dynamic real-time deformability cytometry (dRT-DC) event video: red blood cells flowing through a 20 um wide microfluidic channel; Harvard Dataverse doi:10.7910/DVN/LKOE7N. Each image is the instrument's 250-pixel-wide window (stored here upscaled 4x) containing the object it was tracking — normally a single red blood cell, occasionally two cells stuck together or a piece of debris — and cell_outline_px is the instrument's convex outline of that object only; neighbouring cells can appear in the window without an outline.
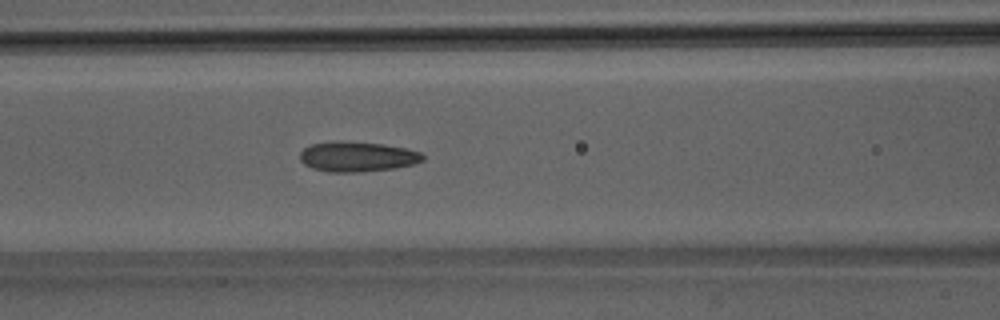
{"species": "Egyptian fruit bat (a non-hibernating species)", "species_latin": "Rousettus aegyptiacus", "temperature_condition": "room temperature", "stored_images_in_passage": 41, "camera_frame_rate_fps": 3000, "um_per_image_px": 0.085, "animal": {"sex": "male"}, "frame": {"image": 1, "passage_image": 18, "time_ms": 5.667, "image_size_px": [1000, 320], "cell_outline_px": [[424, 160], [416, 164], [396, 168], [360, 172], [328, 172], [312, 168], [304, 164], [300, 160], [300, 152], [304, 148], [312, 144], [332, 140], [340, 140], [384, 144], [404, 148], [420, 152], [424, 156]], "centroid_in_image_um": [30.36, 13.31], "position_along_channel_um": 136.2, "area_um2": 21.85}}
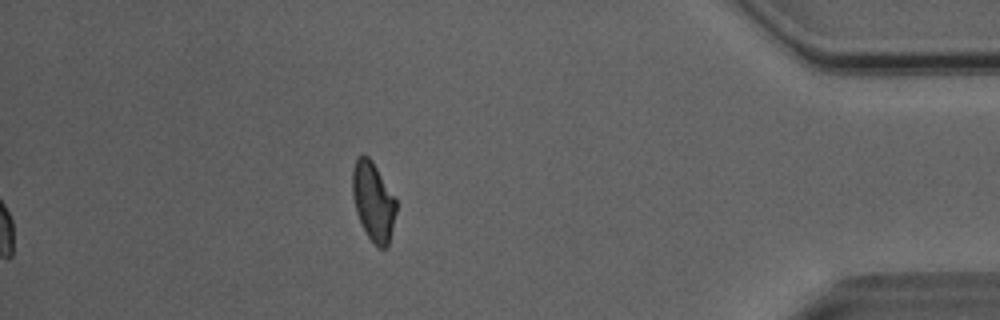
{"frame": {"image": 2, "passage_image": 41, "time_ms": 13.333, "image_size_px": [1000, 320], "cell_outline_px": [[396, 212], [388, 244], [384, 248], [380, 248], [368, 236], [356, 212], [352, 196], [352, 168], [356, 156], [364, 152], [372, 160], [396, 200]], "centroid_in_image_um": [31.69, 17.04], "position_along_channel_um": 403.5, "area_um2": 19.94}, "authors_computed_cell_mechanics": {"area_um2": 21.1548, "velocity_mm_per_s": 4.0504, "shape_relaxation_time_tau1_ms": 5.738, "shape_relaxation_time_tau2_ms": 1.8747, "deformation_change_tau1": 0.1573, "deformation_change_tau2": 0.0913}}